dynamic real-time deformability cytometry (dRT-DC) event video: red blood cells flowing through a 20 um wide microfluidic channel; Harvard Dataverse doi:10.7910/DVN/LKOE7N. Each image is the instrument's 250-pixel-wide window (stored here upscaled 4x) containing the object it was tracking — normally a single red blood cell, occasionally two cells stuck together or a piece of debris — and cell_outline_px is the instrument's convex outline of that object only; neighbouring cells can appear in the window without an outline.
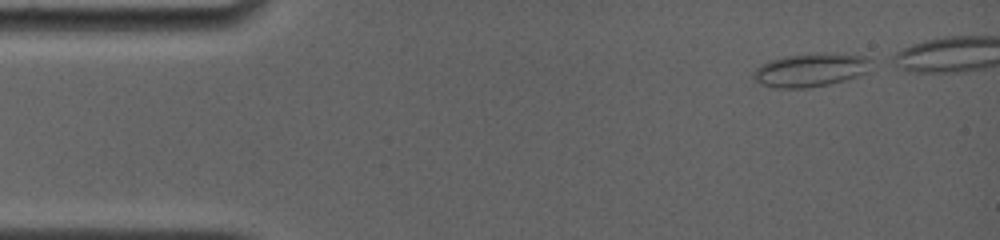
{"species": "common noctule bat (a hibernating species)", "species_latin": "Nyctalus noctula", "temperature_condition": "room temperature", "stored_images_in_passage": 6, "segment_of_instrument_passage": [1, 2], "camera_frame_rate_fps": 4000, "um_per_image_px": 0.085, "animal": {"sex": "female", "body_mass_g": 19.0, "forearm_length_mm": 56.7}, "frame": {"image": 1, "passage_image": 1, "time_ms": 0.0, "image_size_px": [1000, 240], "cell_outline_px": [[868, 60], [864, 72], [856, 76], [844, 80], [828, 84], [808, 88], [776, 88], [760, 84], [752, 80], [752, 72], [760, 64], [768, 60], [784, 56], [868, 56]], "centroid_in_image_um": [68.69, 6.02], "position_along_channel_um": 16.3, "area_um2": 21.68}}
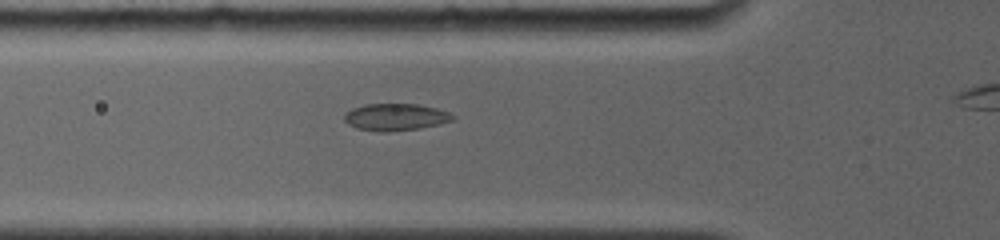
{"frame": {"image": 2, "passage_image": 5, "time_ms": 4.25, "image_size_px": [1000, 240], "cell_outline_px": [[456, 120], [440, 124], [420, 128], [388, 132], [380, 132], [356, 128], [348, 124], [344, 120], [344, 116], [352, 108], [364, 104], [416, 104], [436, 108], [448, 112], [456, 116]], "centroid_in_image_um": [33.65, 9.95], "position_along_channel_um": 92.2, "area_um2": 17.17}}